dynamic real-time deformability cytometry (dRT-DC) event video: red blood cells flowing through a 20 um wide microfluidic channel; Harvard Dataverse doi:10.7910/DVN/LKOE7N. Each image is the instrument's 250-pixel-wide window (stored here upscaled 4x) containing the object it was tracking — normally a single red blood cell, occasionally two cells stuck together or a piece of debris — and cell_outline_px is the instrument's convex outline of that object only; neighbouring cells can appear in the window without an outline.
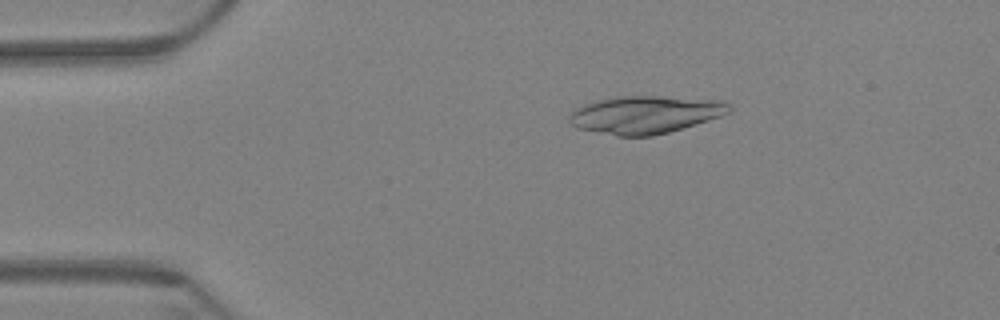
{"species": "Egyptian fruit bat (a non-hibernating species)", "species_latin": "Rousettus aegyptiacus", "temperature_condition": "warm", "stored_images_in_passage": 60, "camera_frame_rate_fps": 3000, "um_per_image_px": 0.085, "animal": {"sex": "female"}, "frame": {"image": 1, "passage_image": 11, "time_ms": 3.333, "image_size_px": [1000, 320], "cell_outline_px": [[732, 108], [728, 112], [720, 116], [696, 124], [668, 132], [652, 136], [616, 136], [576, 128], [568, 120], [568, 116], [576, 108], [584, 104], [608, 96], [660, 96], [724, 100], [732, 104]], "centroid_in_image_um": [54.83, 9.73], "position_along_channel_um": 30.2, "area_um2": 35.43}}
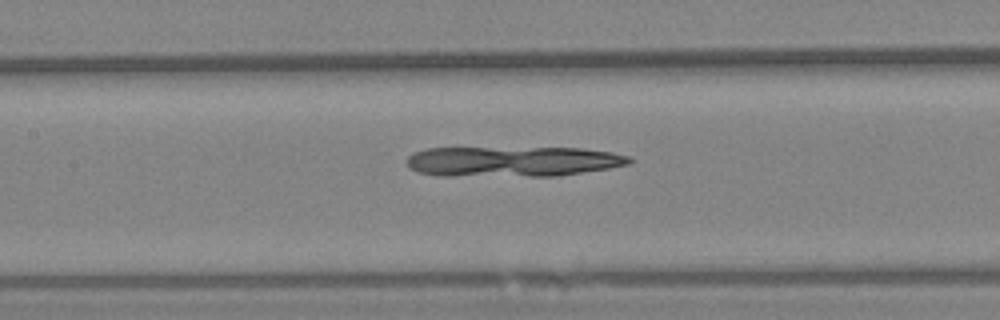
{"frame": {"image": 2, "passage_image": 28, "time_ms": 9.0, "image_size_px": [1000, 320], "cell_outline_px": [[632, 164], [608, 168], [556, 176], [440, 176], [416, 172], [408, 168], [404, 160], [412, 152], [424, 148], [584, 148], [612, 152], [628, 156], [632, 160]], "centroid_in_image_um": [43.5, 13.72], "position_along_channel_um": 163.9, "area_um2": 39.82}}